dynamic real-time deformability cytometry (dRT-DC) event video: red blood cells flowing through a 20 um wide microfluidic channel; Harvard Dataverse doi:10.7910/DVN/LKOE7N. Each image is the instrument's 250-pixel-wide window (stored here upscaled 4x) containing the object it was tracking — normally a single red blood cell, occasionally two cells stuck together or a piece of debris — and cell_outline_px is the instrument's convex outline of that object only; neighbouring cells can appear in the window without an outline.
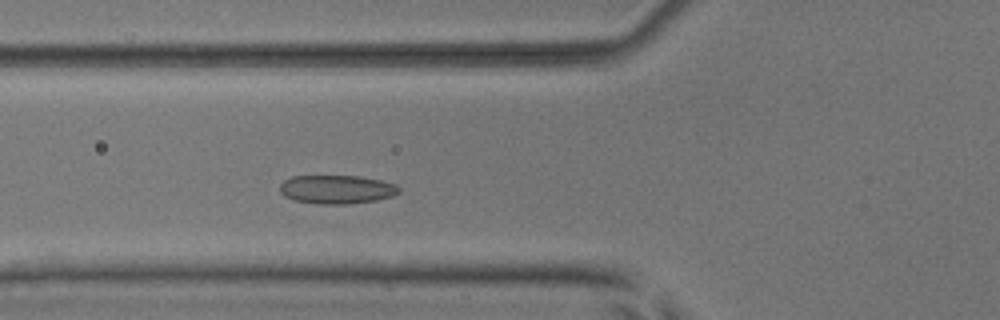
{"species": "common noctule bat (a hibernating species)", "species_latin": "Nyctalus noctula", "temperature_condition": "room temperature", "stored_images_in_passage": 41, "camera_frame_rate_fps": 3000, "um_per_image_px": 0.085, "animal": {"sex": "male", "body_mass_g": 17.9, "forearm_length_mm": 54.2}, "frame": {"image": 1, "passage_image": 8, "time_ms": 2.333, "image_size_px": [1000, 320], "cell_outline_px": [[400, 192], [392, 196], [376, 200], [348, 204], [320, 204], [296, 200], [284, 196], [280, 192], [280, 184], [284, 180], [292, 176], [360, 176], [380, 180], [396, 184], [400, 188]], "centroid_in_image_um": [28.63, 16.09], "position_along_channel_um": 97.2, "area_um2": 19.88}}
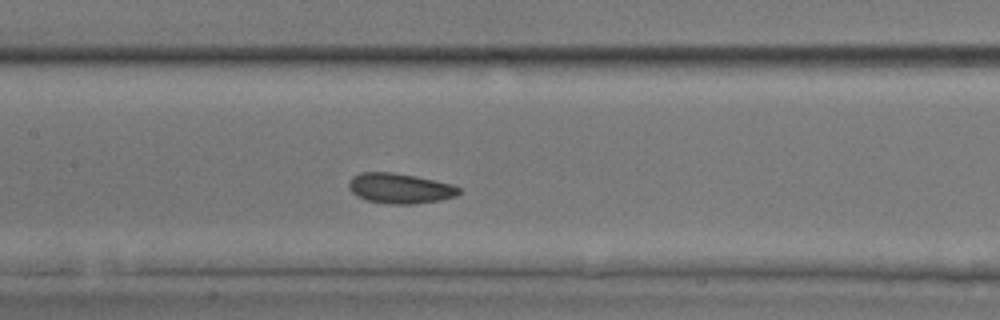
{"frame": {"image": 2, "passage_image": 14, "time_ms": 4.333, "image_size_px": [1000, 320], "cell_outline_px": [[460, 192], [456, 196], [440, 200], [412, 204], [388, 204], [364, 200], [356, 196], [348, 188], [348, 180], [352, 176], [360, 172], [392, 172], [416, 176], [452, 184], [460, 188]], "centroid_in_image_um": [33.94, 16.01], "position_along_channel_um": 173.5, "area_um2": 19.59}}
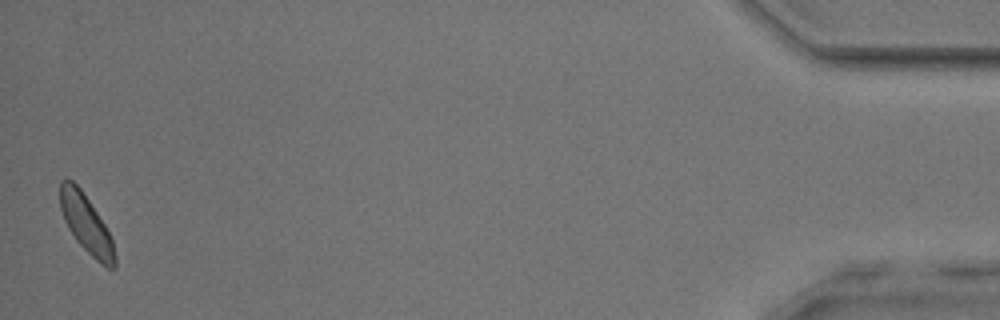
{"frame": {"image": 3, "passage_image": 41, "time_ms": 13.333, "image_size_px": [1000, 320], "cell_outline_px": [[116, 268], [108, 268], [100, 264], [76, 240], [68, 228], [64, 220], [60, 208], [60, 180], [64, 176], [72, 180], [80, 188], [104, 224], [112, 240], [116, 256]], "centroid_in_image_um": [7.31, 19.03], "position_along_channel_um": 427.9, "area_um2": 18.38}, "authors_computed_cell_mechanics": {"area_um2": 19.1318, "velocity_mm_per_s": 3.8211, "shape_relaxation_time_tau1_ms": 2.531, "shape_relaxation_time_tau2_ms": 1.5602, "deformation_change_tau1": 0.0648, "deformation_change_tau2": 0.0613}}